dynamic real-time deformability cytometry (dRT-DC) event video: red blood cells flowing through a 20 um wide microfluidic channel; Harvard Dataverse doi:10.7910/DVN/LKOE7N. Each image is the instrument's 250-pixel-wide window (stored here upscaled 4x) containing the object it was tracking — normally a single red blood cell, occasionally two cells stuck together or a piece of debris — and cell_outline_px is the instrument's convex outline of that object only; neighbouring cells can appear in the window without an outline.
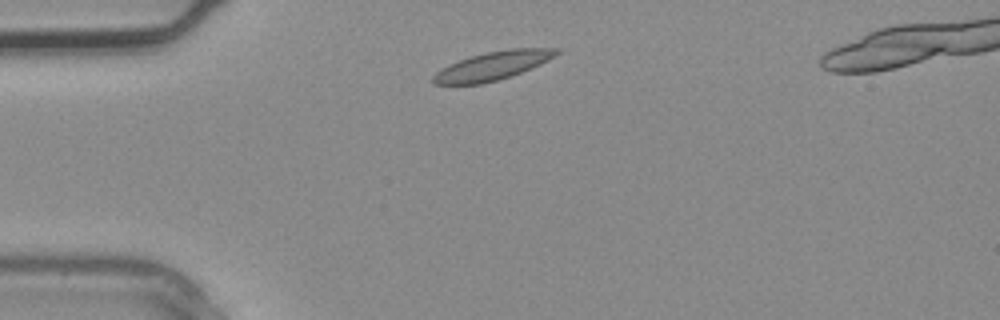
{"species": "common noctule bat (a hibernating species)", "species_latin": "Nyctalus noctula", "temperature_condition": "warm", "stored_images_in_passage": 2, "camera_frame_rate_fps": 3000, "um_per_image_px": 0.085, "animal": {"sex": "male", "body_mass_g": 20.4}, "frame": {"image": 1, "passage_image": 1, "time_ms": 0.0, "image_size_px": [1000, 320], "cell_outline_px": [[560, 52], [548, 60], [540, 64], [512, 76], [480, 84], [432, 84], [432, 76], [440, 68], [448, 64], [472, 56], [488, 52], [512, 48], [560, 48]], "centroid_in_image_um": [41.86, 5.59], "position_along_channel_um": 43.1, "area_um2": 20.29}}